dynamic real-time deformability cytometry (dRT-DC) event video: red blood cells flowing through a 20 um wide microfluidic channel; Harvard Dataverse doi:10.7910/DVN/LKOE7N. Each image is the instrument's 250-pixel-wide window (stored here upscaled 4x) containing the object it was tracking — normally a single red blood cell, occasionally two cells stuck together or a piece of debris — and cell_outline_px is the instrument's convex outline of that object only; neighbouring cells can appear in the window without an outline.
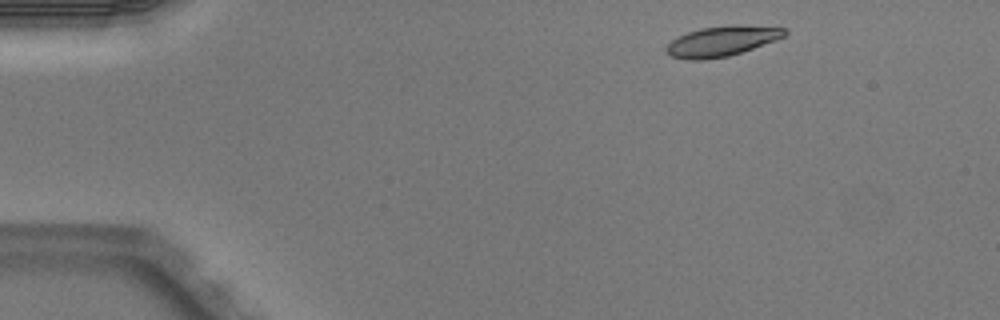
{"species": "Egyptian fruit bat (a non-hibernating species)", "species_latin": "Rousettus aegyptiacus", "temperature_condition": "warm", "stored_images_in_passage": 4, "segment_of_instrument_passage": [1, 2], "camera_frame_rate_fps": 3000, "um_per_image_px": 0.085, "animal": {"sex": "male"}, "frame": {"image": 1, "passage_image": 1, "time_ms": 0.0, "image_size_px": [1000, 320], "cell_outline_px": [[788, 32], [784, 36], [776, 40], [728, 56], [704, 60], [688, 60], [668, 56], [664, 52], [664, 48], [672, 40], [688, 32], [700, 28], [732, 24], [736, 24], [788, 28]], "centroid_in_image_um": [61.33, 3.49], "position_along_channel_um": 23.7, "area_um2": 20.98}}